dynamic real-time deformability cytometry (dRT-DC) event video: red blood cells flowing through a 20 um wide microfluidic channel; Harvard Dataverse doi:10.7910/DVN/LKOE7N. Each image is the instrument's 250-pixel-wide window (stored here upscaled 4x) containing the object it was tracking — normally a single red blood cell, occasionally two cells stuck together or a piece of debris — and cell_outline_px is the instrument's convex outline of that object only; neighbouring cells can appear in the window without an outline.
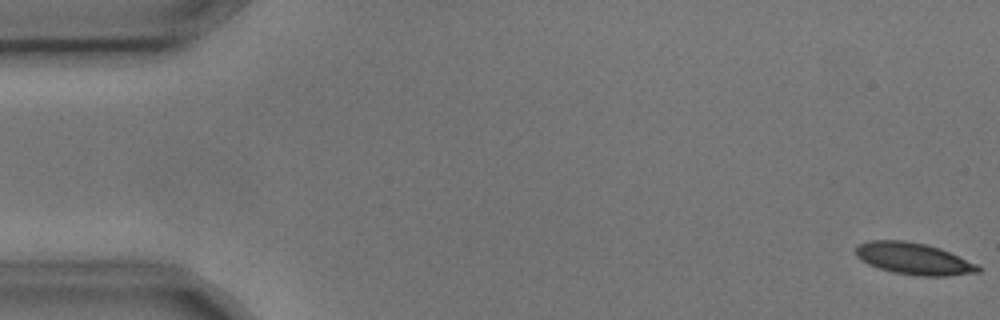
{"species": "common noctule bat (a hibernating species)", "species_latin": "Nyctalus noctula", "temperature_condition": "cold", "stored_images_in_passage": 5, "segment_of_instrument_passage": [2, 2], "camera_frame_rate_fps": 3000, "um_per_image_px": 0.085, "animal": {"sex": "male", "body_mass_g": 17.9, "forearm_length_mm": 54.2}, "frame": {"image": 1, "passage_image": 5, "time_ms": 1.333, "image_size_px": [1000, 320], "cell_outline_px": [[980, 272], [948, 276], [920, 276], [892, 272], [868, 264], [860, 260], [856, 256], [856, 244], [868, 240], [904, 240], [924, 244], [940, 248], [976, 264], [980, 268]], "centroid_in_image_um": [77.61, 21.98], "position_along_channel_um": 7.4, "area_um2": 22.6}}